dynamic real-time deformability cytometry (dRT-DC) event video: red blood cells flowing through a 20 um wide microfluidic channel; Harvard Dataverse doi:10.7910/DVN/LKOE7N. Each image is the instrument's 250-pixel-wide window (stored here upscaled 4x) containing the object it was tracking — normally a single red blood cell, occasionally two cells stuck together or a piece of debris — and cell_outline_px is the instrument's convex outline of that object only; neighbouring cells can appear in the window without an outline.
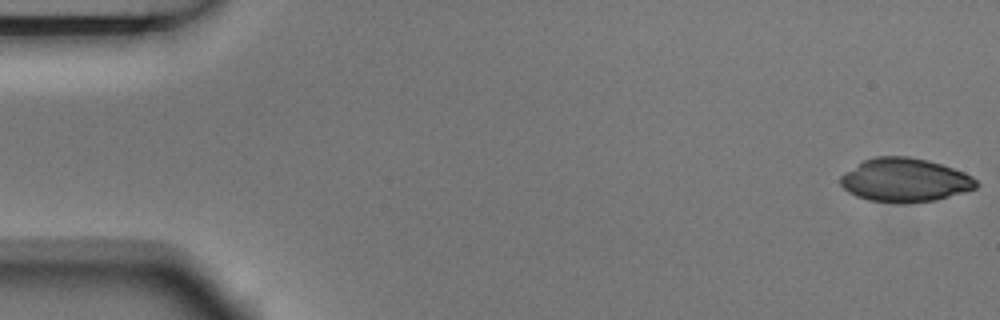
{"species": "Egyptian fruit bat (a non-hibernating species)", "species_latin": "Rousettus aegyptiacus", "temperature_condition": "room temperature", "stored_images_in_passage": 5, "camera_frame_rate_fps": 3000, "um_per_image_px": 0.085, "animal": {"sex": "male"}, "frame": {"image": 1, "passage_image": 1, "time_ms": 0.0, "image_size_px": [1000, 320], "cell_outline_px": [[980, 184], [976, 188], [964, 192], [936, 200], [868, 200], [856, 196], [848, 192], [840, 184], [840, 176], [844, 172], [864, 160], [876, 156], [908, 156], [928, 160], [964, 172], [972, 176]], "centroid_in_image_um": [76.91, 15.26], "position_along_channel_um": 8.1, "area_um2": 33.76}}